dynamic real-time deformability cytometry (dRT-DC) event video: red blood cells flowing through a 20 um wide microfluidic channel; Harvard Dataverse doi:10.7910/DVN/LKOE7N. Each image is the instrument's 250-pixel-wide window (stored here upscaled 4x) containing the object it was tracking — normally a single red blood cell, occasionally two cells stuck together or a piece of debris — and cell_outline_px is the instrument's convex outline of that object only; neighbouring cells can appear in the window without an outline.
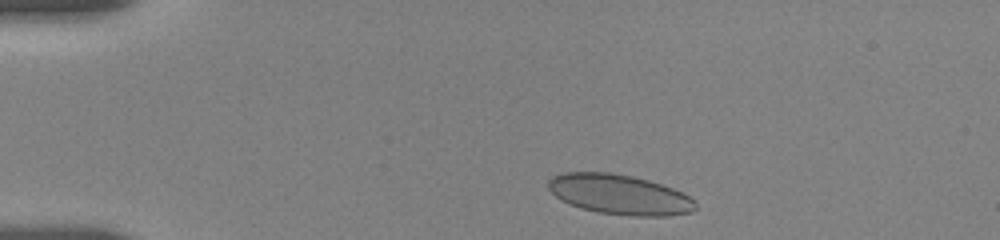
{"species": "human", "species_latin": "Homo sapiens", "temperature_condition": "room temperature", "stored_images_in_passage": 5, "camera_frame_rate_fps": 3000, "um_per_image_px": 0.085, "donor": {"sex": "female"}, "frame": {"image": 1, "passage_image": 2, "time_ms": 0.667, "image_size_px": [1000, 240], "cell_outline_px": [[696, 208], [692, 212], [668, 216], [632, 216], [596, 212], [580, 208], [568, 204], [560, 200], [548, 188], [548, 180], [552, 176], [564, 172], [608, 172], [632, 176], [648, 180], [672, 188], [688, 196], [696, 204]], "centroid_in_image_um": [52.61, 16.54], "position_along_channel_um": 32.4, "area_um2": 34.33}}